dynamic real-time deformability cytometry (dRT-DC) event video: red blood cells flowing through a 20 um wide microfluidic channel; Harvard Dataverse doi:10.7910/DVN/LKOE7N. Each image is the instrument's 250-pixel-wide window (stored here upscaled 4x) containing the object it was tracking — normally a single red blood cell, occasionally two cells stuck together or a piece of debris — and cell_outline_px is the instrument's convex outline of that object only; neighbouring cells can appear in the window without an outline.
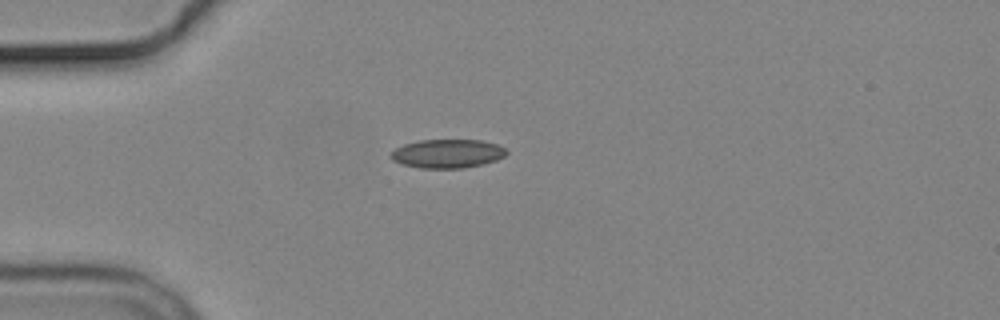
{"species": "common noctule bat (a hibernating species)", "species_latin": "Nyctalus noctula", "temperature_condition": "cold", "stored_images_in_passage": 6, "camera_frame_rate_fps": 3000, "um_per_image_px": 0.085, "animal": {"sex": "male", "body_mass_g": 19.2, "forearm_length_mm": 51.8}, "frame": {"image": 1, "passage_image": 6, "time_ms": 6.667, "image_size_px": [1000, 320], "cell_outline_px": [[508, 152], [504, 156], [496, 160], [484, 164], [464, 168], [420, 168], [400, 164], [392, 160], [388, 156], [396, 148], [404, 144], [420, 140], [480, 140], [496, 144], [504, 148]], "centroid_in_image_um": [38.0, 13.06], "position_along_channel_um": 47.0, "area_um2": 19.42}}